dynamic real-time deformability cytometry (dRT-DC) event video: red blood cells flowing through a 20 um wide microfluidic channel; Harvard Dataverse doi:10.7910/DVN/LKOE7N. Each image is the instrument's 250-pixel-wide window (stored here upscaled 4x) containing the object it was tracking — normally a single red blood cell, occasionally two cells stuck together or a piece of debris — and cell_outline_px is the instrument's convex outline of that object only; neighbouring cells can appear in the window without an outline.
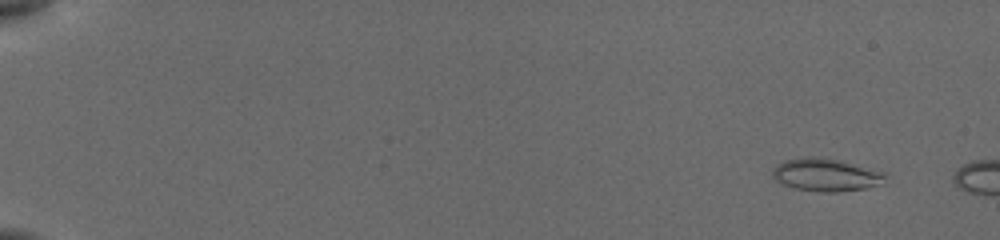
{"species": "common noctule bat (a hibernating species)", "species_latin": "Nyctalus noctula", "temperature_condition": "cold", "stored_images_in_passage": 5, "camera_frame_rate_fps": 3000, "um_per_image_px": 0.085, "animal": {"sex": "female", "body_mass_g": 19.5, "forearm_length_mm": 54.1}, "frame": {"image": 1, "passage_image": 3, "time_ms": 1.0, "image_size_px": [1000, 240], "cell_outline_px": [[888, 176], [884, 184], [864, 188], [840, 192], [824, 192], [796, 188], [784, 184], [776, 180], [772, 176], [772, 168], [776, 164], [784, 160], [808, 156], [812, 156], [840, 160], [884, 172]], "centroid_in_image_um": [70.22, 14.85], "position_along_channel_um": 14.8, "area_um2": 21.62}}